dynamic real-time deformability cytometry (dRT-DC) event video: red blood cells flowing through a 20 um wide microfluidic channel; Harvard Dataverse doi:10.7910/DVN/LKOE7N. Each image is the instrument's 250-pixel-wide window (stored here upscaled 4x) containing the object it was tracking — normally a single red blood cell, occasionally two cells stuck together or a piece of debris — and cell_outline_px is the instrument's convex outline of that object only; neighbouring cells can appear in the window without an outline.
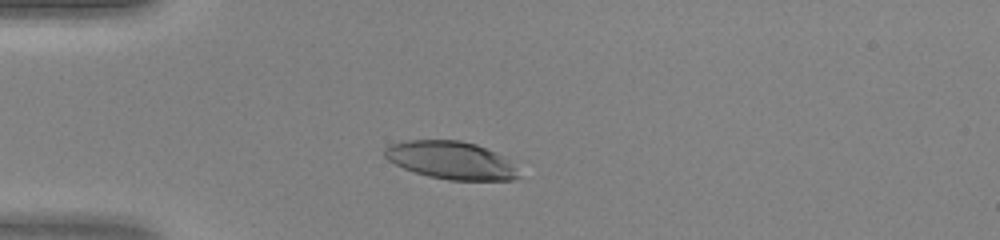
{"species": "human", "species_latin": "Homo sapiens", "temperature_condition": "warm", "stored_images_in_passage": 43, "camera_frame_rate_fps": 3000, "um_per_image_px": 0.085, "donor": {"sex": "female"}, "frame": {"image": 1, "passage_image": 9, "time_ms": 2.667, "image_size_px": [1000, 240], "cell_outline_px": [[520, 176], [512, 180], [448, 180], [428, 176], [404, 168], [388, 160], [384, 156], [384, 148], [388, 144], [408, 140], [460, 140], [476, 144], [496, 152], [512, 164]], "centroid_in_image_um": [38.3, 13.61], "position_along_channel_um": 46.7, "area_um2": 29.36}}
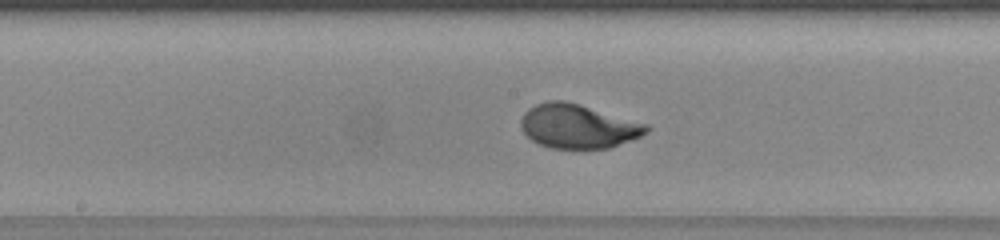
{"frame": {"image": 2, "passage_image": 21, "time_ms": 6.667, "image_size_px": [1000, 240], "cell_outline_px": [[652, 128], [640, 136], [608, 148], [548, 148], [532, 140], [520, 128], [520, 120], [524, 112], [528, 108], [536, 104], [548, 100], [564, 100], [648, 124]], "centroid_in_image_um": [49.09, 10.72], "position_along_channel_um": 199.1, "area_um2": 32.02}}
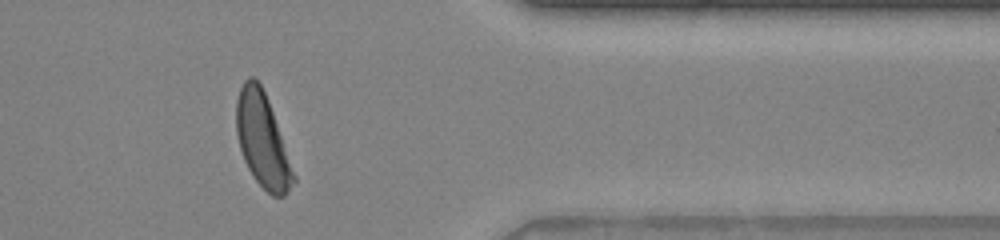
{"frame": {"image": 3, "passage_image": 35, "time_ms": 11.333, "image_size_px": [1000, 240], "cell_outline_px": [[296, 180], [288, 192], [284, 196], [272, 196], [252, 176], [244, 160], [240, 148], [236, 132], [236, 100], [240, 88], [244, 80], [248, 76], [252, 76], [260, 84], [268, 100], [296, 176]], "centroid_in_image_um": [22.3, 11.93], "position_along_channel_um": 389.1, "area_um2": 30.98}}